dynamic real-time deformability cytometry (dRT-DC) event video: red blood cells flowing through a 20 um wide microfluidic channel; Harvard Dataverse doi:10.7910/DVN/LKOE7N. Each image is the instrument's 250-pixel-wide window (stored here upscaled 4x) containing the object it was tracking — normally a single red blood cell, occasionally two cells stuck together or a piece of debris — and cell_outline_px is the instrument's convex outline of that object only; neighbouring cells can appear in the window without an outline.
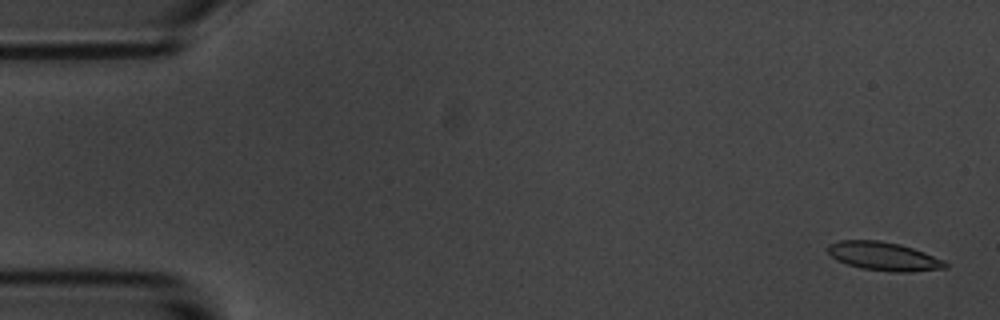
{"species": "common noctule bat (a hibernating species)", "species_latin": "Nyctalus noctula", "temperature_condition": "room temperature", "stored_images_in_passage": 54, "camera_frame_rate_fps": 3000, "um_per_image_px": 0.085, "animal": {"sex": "male", "body_mass_g": 20.1, "forearm_length_mm": 53.5}, "frame": {"image": 1, "passage_image": 1, "time_ms": 0.0, "image_size_px": [1000, 320], "cell_outline_px": [[948, 268], [908, 272], [892, 272], [860, 268], [836, 260], [828, 252], [828, 244], [840, 240], [880, 240], [900, 244], [924, 252], [944, 260], [948, 264]], "centroid_in_image_um": [75.13, 21.78], "position_along_channel_um": 9.9, "area_um2": 19.59}}
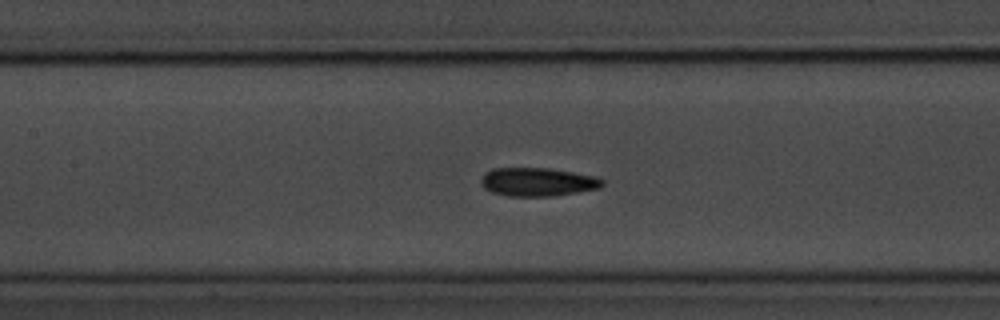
{"frame": {"image": 2, "passage_image": 24, "time_ms": 7.667, "image_size_px": [1000, 320], "cell_outline_px": [[604, 184], [600, 188], [552, 196], [508, 196], [492, 192], [484, 188], [480, 184], [480, 176], [484, 172], [492, 168], [548, 168], [596, 176], [604, 180]], "centroid_in_image_um": [45.66, 15.46], "position_along_channel_um": 161.7, "area_um2": 20.29}}
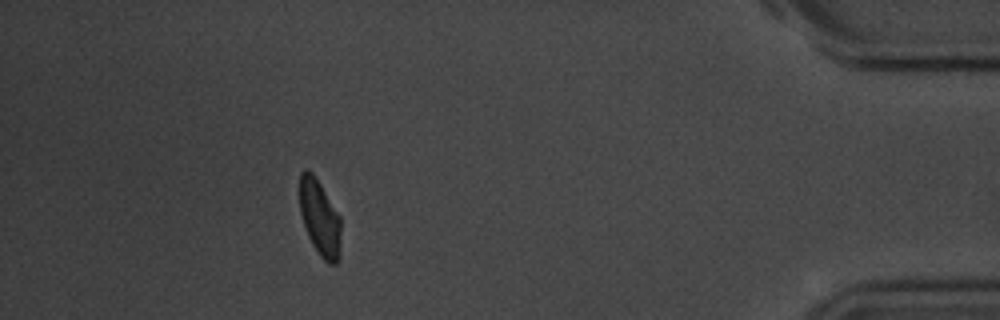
{"frame": {"image": 3, "passage_image": 49, "time_ms": 16.0, "image_size_px": [1000, 320], "cell_outline_px": [[340, 260], [336, 264], [328, 264], [320, 256], [312, 244], [308, 236], [300, 212], [300, 172], [304, 168], [308, 168], [312, 172], [320, 184], [340, 216]], "centroid_in_image_um": [27.18, 18.53], "position_along_channel_um": 408.0, "area_um2": 18.32}, "authors_computed_cell_mechanics": {"area_um2": 19.5942, "velocity_mm_per_s": 3.6068, "shape_relaxation_time_tau1_ms": 3.1146, "shape_relaxation_time_tau2_ms": 2.555, "deformation_change_tau1": 0.1172, "deformation_change_tau2": 0.0928}}